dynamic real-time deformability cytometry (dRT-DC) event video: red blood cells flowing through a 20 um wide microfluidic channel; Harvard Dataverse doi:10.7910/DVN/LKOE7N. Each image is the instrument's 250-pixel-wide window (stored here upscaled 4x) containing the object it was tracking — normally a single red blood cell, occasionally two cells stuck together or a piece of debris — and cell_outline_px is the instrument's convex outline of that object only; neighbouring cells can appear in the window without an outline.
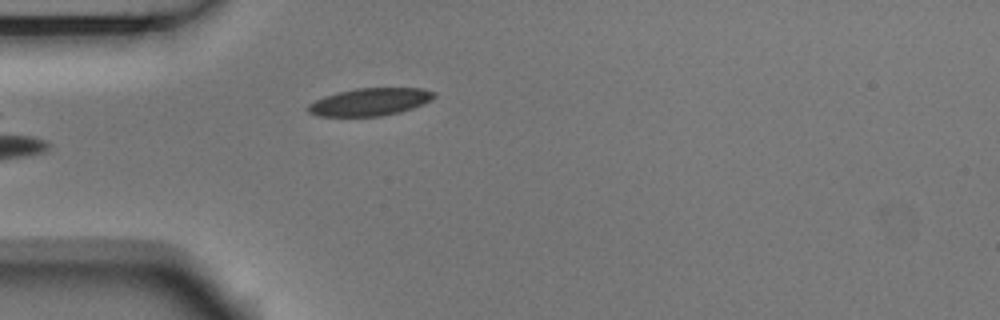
{"species": "Egyptian fruit bat (a non-hibernating species)", "species_latin": "Rousettus aegyptiacus", "temperature_condition": "room temperature", "stored_images_in_passage": 5, "camera_frame_rate_fps": 3000, "um_per_image_px": 0.085, "animal": {"sex": "male"}, "frame": {"image": 1, "passage_image": 5, "time_ms": 1.333, "image_size_px": [1000, 320], "cell_outline_px": [[436, 96], [412, 108], [400, 112], [380, 116], [316, 116], [308, 112], [304, 108], [308, 104], [324, 96], [336, 92], [356, 88], [420, 88], [436, 92]], "centroid_in_image_um": [31.37, 8.66], "position_along_channel_um": 53.6, "area_um2": 20.23}}